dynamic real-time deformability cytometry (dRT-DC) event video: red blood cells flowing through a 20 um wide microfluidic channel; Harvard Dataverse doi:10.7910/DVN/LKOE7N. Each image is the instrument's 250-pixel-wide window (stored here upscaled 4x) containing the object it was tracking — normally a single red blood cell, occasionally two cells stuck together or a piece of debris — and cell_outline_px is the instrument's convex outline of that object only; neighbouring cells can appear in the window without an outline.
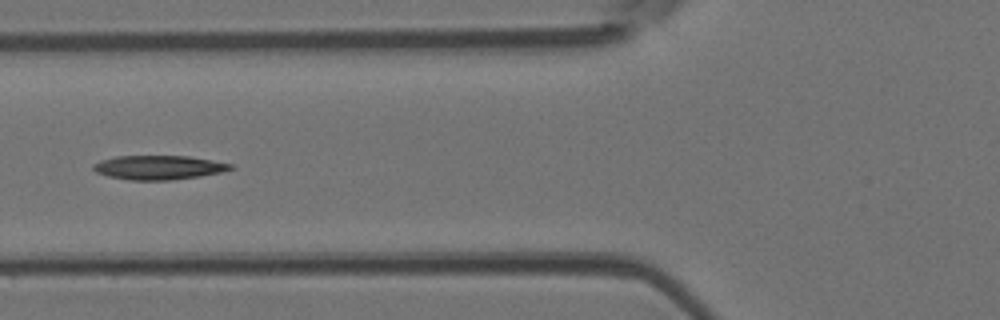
{"species": "Egyptian fruit bat (a non-hibernating species)", "species_latin": "Rousettus aegyptiacus", "temperature_condition": "room temperature", "stored_images_in_passage": 5, "camera_frame_rate_fps": 3000, "um_per_image_px": 0.085, "animal": {"sex": "female"}, "frame": {"image": 1, "passage_image": 4, "time_ms": 1.0, "image_size_px": [1000, 320], "cell_outline_px": [[236, 168], [224, 172], [200, 176], [172, 180], [128, 180], [108, 176], [96, 172], [92, 168], [92, 164], [100, 160], [116, 156], [188, 156], [212, 160], [232, 164]], "centroid_in_image_um": [13.5, 14.23], "position_along_channel_um": 112.3, "area_um2": 19.48}}
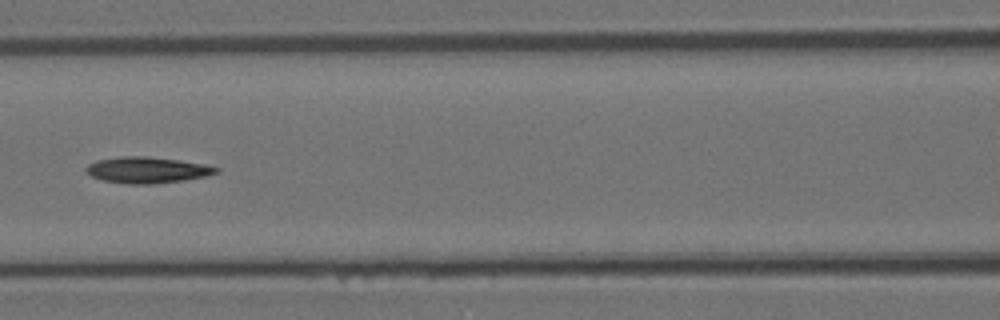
{"frame": {"image": 2, "passage_image": 5, "time_ms": 1.333, "image_size_px": [1000, 320], "cell_outline_px": [[220, 172], [204, 176], [184, 180], [152, 184], [128, 184], [104, 180], [92, 176], [84, 172], [84, 168], [88, 164], [96, 160], [120, 156], [148, 156], [180, 160], [204, 164], [220, 168]], "centroid_in_image_um": [12.49, 14.44], "position_along_channel_um": 154.1, "area_um2": 19.94}}